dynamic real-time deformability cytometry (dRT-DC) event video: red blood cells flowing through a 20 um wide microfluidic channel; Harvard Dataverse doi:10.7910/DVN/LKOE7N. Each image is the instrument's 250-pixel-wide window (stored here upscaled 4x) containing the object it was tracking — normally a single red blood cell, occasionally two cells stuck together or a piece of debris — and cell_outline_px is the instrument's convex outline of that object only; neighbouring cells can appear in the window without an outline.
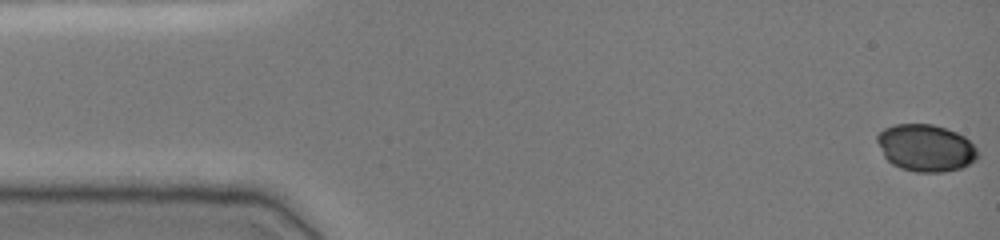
{"species": "common noctule bat (a hibernating species)", "species_latin": "Nyctalus noctula", "temperature_condition": "cold", "stored_images_in_passage": 49, "camera_frame_rate_fps": 3000, "um_per_image_px": 0.085, "animal": {"sex": "female", "body_mass_g": 19.0, "forearm_length_mm": 51.5}, "frame": {"image": 1, "passage_image": 1, "time_ms": 0.0, "image_size_px": [1000, 240], "cell_outline_px": [[980, 156], [976, 160], [960, 168], [944, 172], [916, 172], [900, 168], [892, 164], [884, 156], [876, 140], [876, 136], [884, 128], [896, 124], [932, 124], [956, 132], [964, 136], [976, 148]], "centroid_in_image_um": [78.69, 12.58], "position_along_channel_um": 6.3, "area_um2": 27.57}}
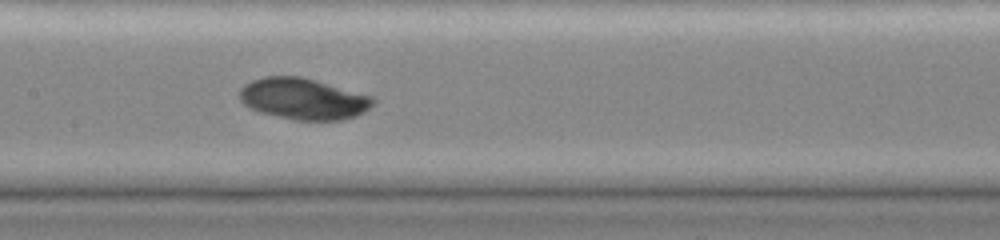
{"frame": {"image": 2, "passage_image": 24, "time_ms": 7.667, "image_size_px": [1000, 240], "cell_outline_px": [[376, 100], [364, 112], [356, 116], [340, 120], [296, 120], [260, 112], [244, 104], [240, 100], [240, 88], [244, 84], [252, 80], [264, 76], [300, 76], [372, 96]], "centroid_in_image_um": [25.77, 8.39], "position_along_channel_um": 181.6, "area_um2": 31.85}}
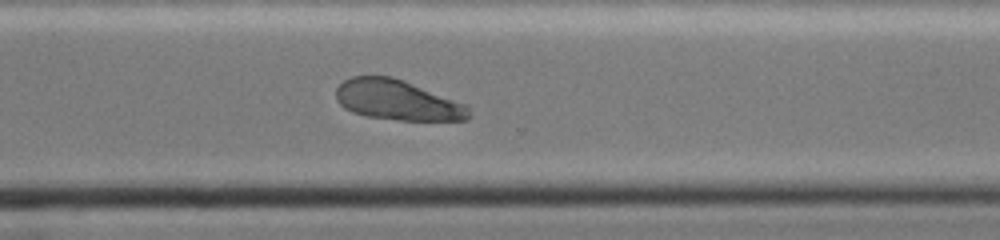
{"frame": {"image": 3, "passage_image": 36, "time_ms": 11.667, "image_size_px": [1000, 240], "cell_outline_px": [[472, 116], [468, 120], [400, 120], [368, 116], [352, 112], [344, 108], [336, 100], [336, 88], [344, 80], [352, 76], [392, 76], [404, 80], [468, 104]], "centroid_in_image_um": [33.82, 8.51], "position_along_channel_um": 336.8, "area_um2": 31.39}}